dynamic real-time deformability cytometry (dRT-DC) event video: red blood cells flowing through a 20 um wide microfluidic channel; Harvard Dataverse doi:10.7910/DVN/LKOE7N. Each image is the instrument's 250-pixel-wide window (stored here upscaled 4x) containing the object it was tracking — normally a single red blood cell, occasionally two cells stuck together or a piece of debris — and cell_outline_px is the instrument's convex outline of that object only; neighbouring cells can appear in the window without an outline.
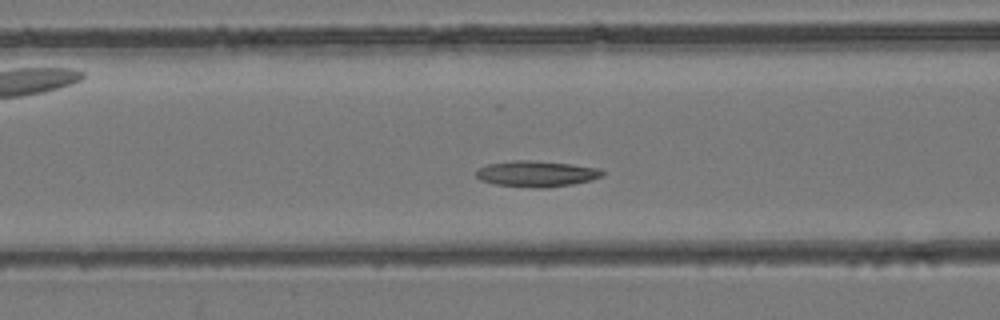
{"species": "common noctule bat (a hibernating species)", "species_latin": "Nyctalus noctula", "temperature_condition": "room temperature", "stored_images_in_passage": 40, "camera_frame_rate_fps": 3000, "um_per_image_px": 0.085, "animal": {"sex": "female", "body_mass_g": 24.6, "forearm_length_mm": 56.2}, "frame": {"image": 1, "passage_image": 11, "time_ms": 3.333, "image_size_px": [1000, 320], "cell_outline_px": [[604, 176], [592, 180], [572, 184], [544, 188], [532, 188], [496, 184], [480, 180], [476, 176], [476, 168], [488, 164], [512, 160], [532, 160], [572, 164], [600, 168], [604, 172]], "centroid_in_image_um": [45.61, 14.76], "position_along_channel_um": 121.0, "area_um2": 19.31}}
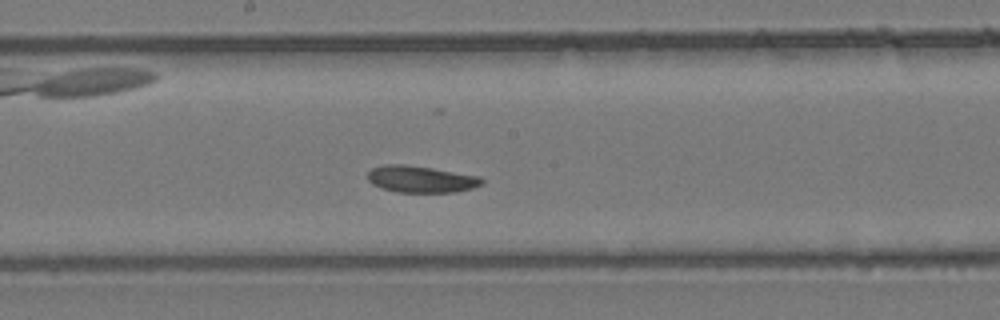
{"frame": {"image": 2, "passage_image": 17, "time_ms": 5.333, "image_size_px": [1000, 320], "cell_outline_px": [[484, 184], [472, 188], [456, 192], [396, 192], [380, 188], [372, 184], [368, 180], [368, 172], [372, 168], [384, 164], [404, 164], [432, 168], [480, 176], [484, 180]], "centroid_in_image_um": [35.78, 15.23], "position_along_channel_um": 212.4, "area_um2": 17.92}}
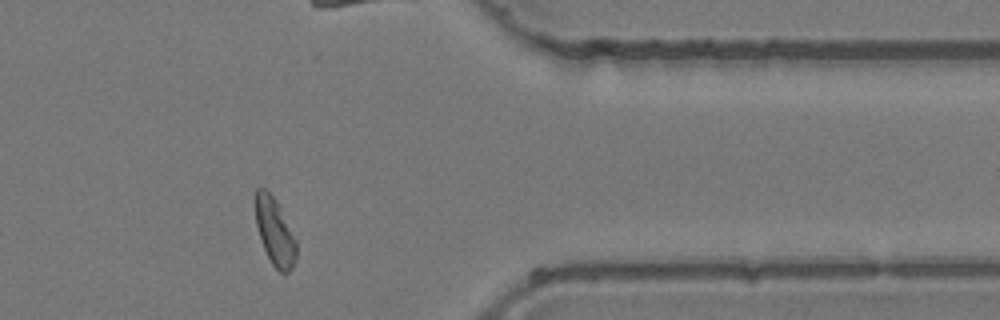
{"frame": {"image": 3, "passage_image": 30, "time_ms": 9.667, "image_size_px": [1000, 320], "cell_outline_px": [[296, 260], [292, 268], [288, 272], [280, 272], [272, 264], [264, 248], [256, 224], [256, 188], [264, 188], [276, 200], [296, 240]], "centroid_in_image_um": [23.37, 19.72], "position_along_channel_um": 388.0, "area_um2": 15.61}}